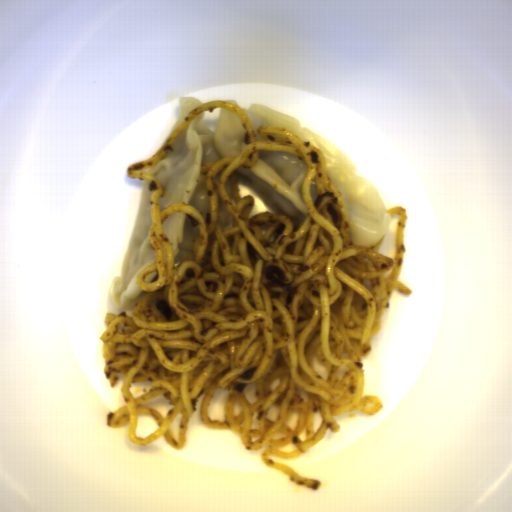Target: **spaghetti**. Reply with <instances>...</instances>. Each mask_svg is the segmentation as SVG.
I'll use <instances>...</instances> for the list:
<instances>
[{"label": "spaghetti", "mask_w": 512, "mask_h": 512, "mask_svg": "<svg viewBox=\"0 0 512 512\" xmlns=\"http://www.w3.org/2000/svg\"><path fill=\"white\" fill-rule=\"evenodd\" d=\"M231 111L242 120L246 145L240 157H221L202 164L211 201L209 228L203 217L184 204L159 213L163 187L145 172L171 152L179 133L203 111ZM267 140H256L251 119L236 105L222 100L192 107L153 154L133 162L128 178L147 182L154 248L153 264L137 275L144 292L133 308L106 313L100 336L103 377L112 388L123 381L124 405L107 412L109 428H125L131 443L147 446L164 437L177 450L187 446L190 420L198 409L208 430L232 431L246 451H261L268 467L295 485L320 490V480L301 477L278 463L296 459L323 440L327 430H342L334 416L352 411L377 415L379 396L364 394V359L373 350L384 312L394 289L411 296L398 280L404 267L408 213L403 206L386 210L399 215L394 249L380 252L386 235L372 247L350 240L349 215L342 195L331 181L324 153L289 129L258 127ZM294 154L307 162L301 192L305 219L293 231L290 217L258 213L249 218L252 195L240 198L237 171L250 167L259 152ZM184 212L199 227L193 240L196 261L174 268L175 254L161 223ZM313 355L333 364L328 381L313 368ZM151 387L133 397L132 382ZM257 401L249 403L243 389L254 384ZM216 389L230 395L225 421L211 420L209 402ZM164 396L174 405L165 419L140 404ZM278 419L265 415L271 404ZM298 411L297 428L284 423ZM137 414L152 415L157 429L136 437Z\"/></svg>", "instance_id": "obj_1"}]
</instances>
